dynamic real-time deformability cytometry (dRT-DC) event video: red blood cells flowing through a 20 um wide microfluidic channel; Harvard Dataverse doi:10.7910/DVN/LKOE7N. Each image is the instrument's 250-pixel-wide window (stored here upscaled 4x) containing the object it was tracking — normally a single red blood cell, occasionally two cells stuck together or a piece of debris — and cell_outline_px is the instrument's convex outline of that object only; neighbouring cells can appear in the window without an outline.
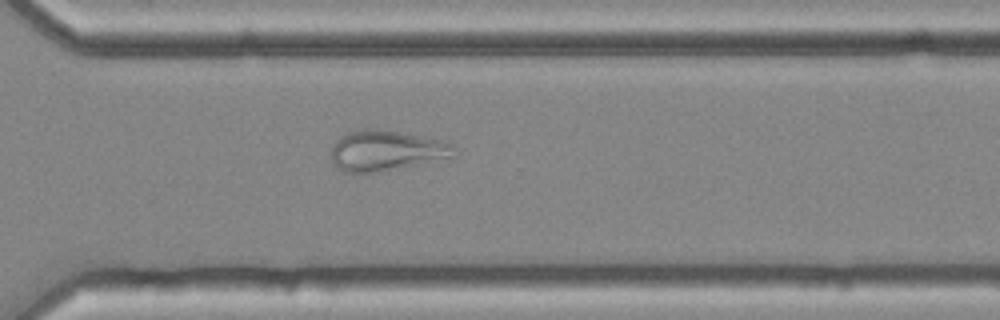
{"species": "common noctule bat (a hibernating species)", "species_latin": "Nyctalus noctula", "temperature_condition": "cold", "stored_images_in_passage": 54, "camera_frame_rate_fps": 3000, "um_per_image_px": 0.085, "animal": {"sex": "female", "body_mass_g": 25.1}, "frame": {"image": 1, "passage_image": 39, "time_ms": 12.667, "image_size_px": [1000, 320], "cell_outline_px": [[456, 148], [452, 156], [420, 164], [380, 172], [344, 172], [332, 164], [332, 144], [340, 136], [348, 132], [364, 128], [368, 128], [396, 132], [444, 140], [452, 144]], "centroid_in_image_um": [32.79, 12.81], "position_along_channel_um": 337.8, "area_um2": 28.78}}
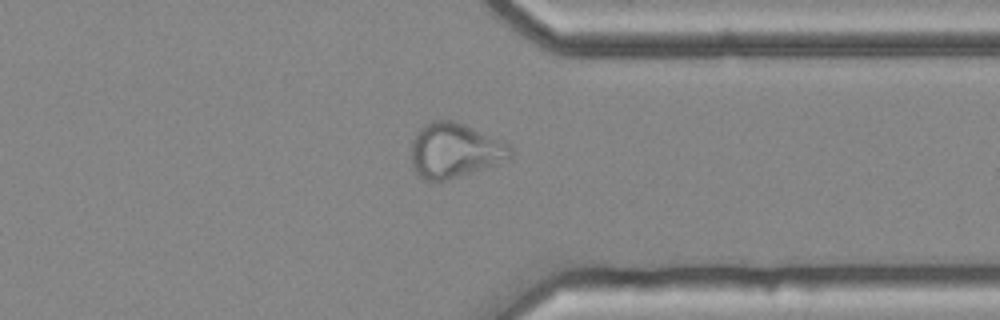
{"frame": {"image": 2, "passage_image": 42, "time_ms": 13.667, "image_size_px": [1000, 320], "cell_outline_px": [[512, 156], [508, 160], [496, 164], [444, 180], [424, 180], [416, 172], [412, 164], [412, 140], [416, 132], [424, 124], [432, 120], [452, 120], [464, 124], [512, 144]], "centroid_in_image_um": [38.66, 12.76], "position_along_channel_um": 372.7, "area_um2": 31.5}}
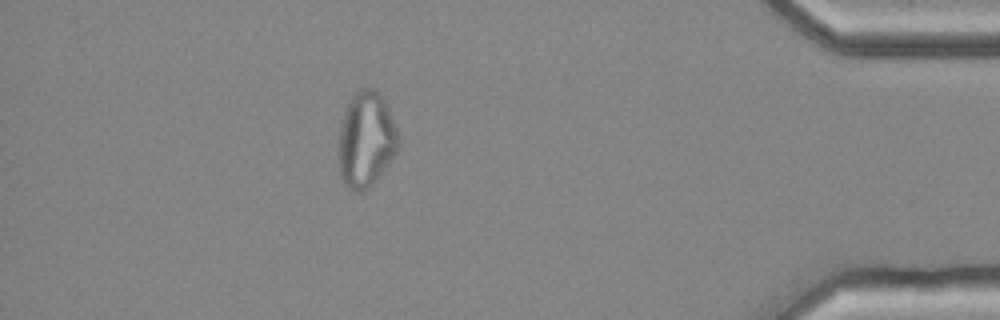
{"frame": {"image": 3, "passage_image": 48, "time_ms": 15.667, "image_size_px": [1000, 320], "cell_outline_px": [[400, 148], [376, 180], [372, 184], [360, 192], [356, 192], [344, 184], [340, 176], [340, 128], [344, 112], [352, 96], [360, 88], [372, 88], [380, 92], [396, 124], [400, 136]], "centroid_in_image_um": [31.16, 11.85], "position_along_channel_um": 404.0, "area_um2": 33.18}}